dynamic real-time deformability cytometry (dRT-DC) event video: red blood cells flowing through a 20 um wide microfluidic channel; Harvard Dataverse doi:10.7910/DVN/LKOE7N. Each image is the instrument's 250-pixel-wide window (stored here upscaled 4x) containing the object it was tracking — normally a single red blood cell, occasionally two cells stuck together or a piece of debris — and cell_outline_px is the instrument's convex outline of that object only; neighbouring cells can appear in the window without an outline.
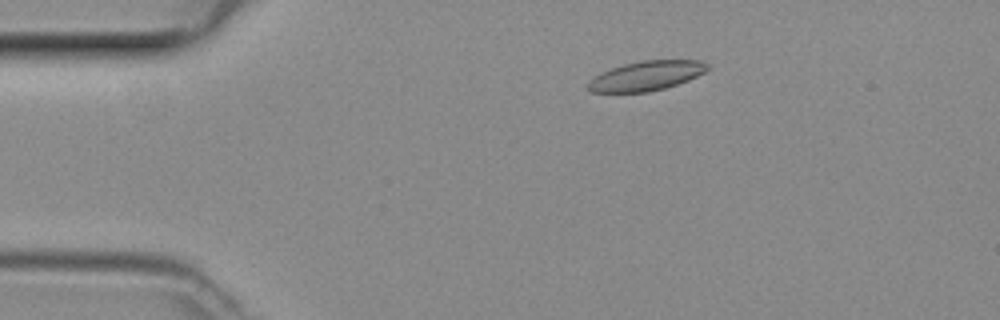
{"species": "common noctule bat (a hibernating species)", "species_latin": "Nyctalus noctula", "temperature_condition": "room temperature", "stored_images_in_passage": 33, "camera_frame_rate_fps": 3000, "um_per_image_px": 0.085, "animal": {"sex": "female", "body_mass_g": 29.2, "forearm_length_mm": 56.3}, "frame": {"image": 1, "passage_image": 1, "time_ms": 0.0, "image_size_px": [1000, 320], "cell_outline_px": [[712, 68], [688, 80], [664, 88], [648, 92], [592, 92], [588, 88], [588, 80], [600, 72], [624, 64], [640, 60], [700, 60], [708, 64]], "centroid_in_image_um": [54.94, 6.43], "position_along_channel_um": 30.1, "area_um2": 20.58}}
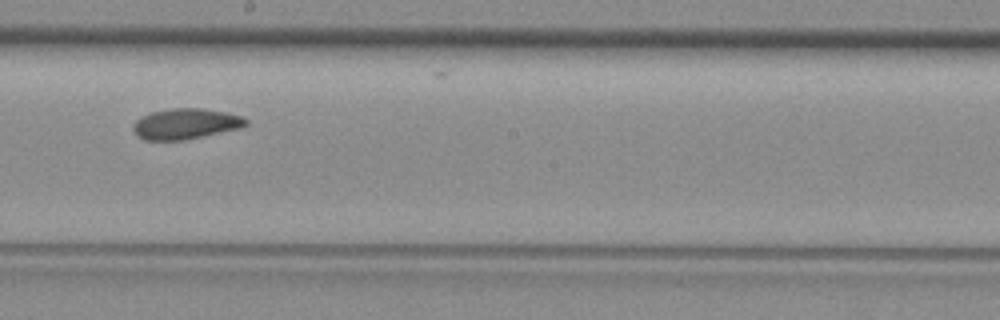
{"frame": {"image": 2, "passage_image": 19, "time_ms": 6.0, "image_size_px": [1000, 320], "cell_outline_px": [[248, 124], [240, 128], [184, 140], [144, 140], [136, 136], [132, 132], [132, 124], [140, 116], [152, 112], [168, 108], [204, 108], [228, 112], [244, 116], [248, 120]], "centroid_in_image_um": [15.76, 10.51], "position_along_channel_um": 232.4, "area_um2": 20.52}}
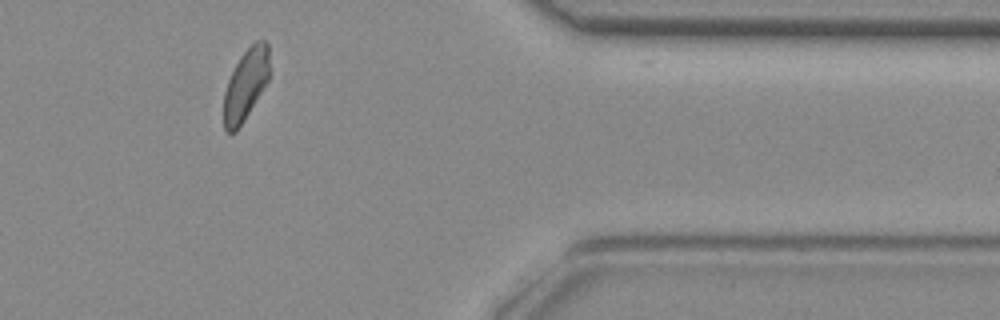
{"frame": {"image": 3, "passage_image": 32, "time_ms": 10.333, "image_size_px": [1000, 320], "cell_outline_px": [[268, 80], [244, 120], [236, 132], [228, 136], [224, 132], [224, 92], [228, 80], [240, 56], [256, 40], [264, 40], [268, 44]], "centroid_in_image_um": [20.85, 7.24], "position_along_channel_um": 390.6, "area_um2": 18.79}}